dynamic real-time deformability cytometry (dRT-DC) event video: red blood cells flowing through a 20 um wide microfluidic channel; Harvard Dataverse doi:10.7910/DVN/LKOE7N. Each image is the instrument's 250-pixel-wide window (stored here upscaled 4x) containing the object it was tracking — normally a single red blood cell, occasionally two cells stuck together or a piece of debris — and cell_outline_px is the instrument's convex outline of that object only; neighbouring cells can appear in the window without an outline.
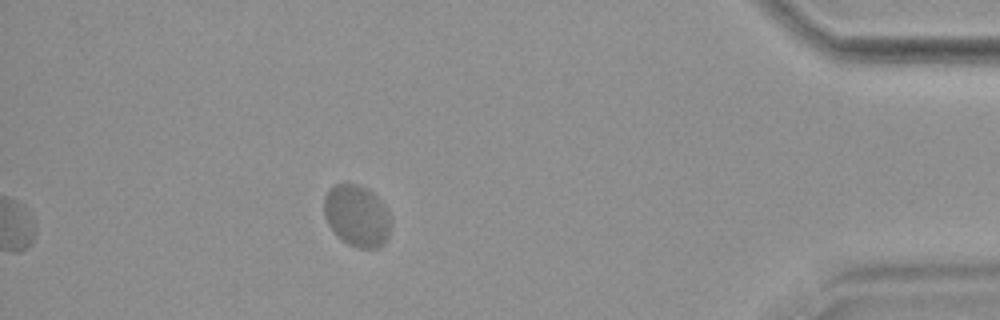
{"species": "common noctule bat (a hibernating species)", "species_latin": "Nyctalus noctula", "temperature_condition": "warm", "stored_images_in_passage": 46, "segment_of_instrument_passage": [2, 2], "camera_frame_rate_fps": 3000, "um_per_image_px": 0.085, "animal": {"sex": "female", "body_mass_g": 18.4}, "frame": {"image": 1, "passage_image": 46, "time_ms": 15.0, "image_size_px": [1000, 320], "cell_outline_px": [[392, 224], [388, 236], [384, 244], [376, 248], [356, 248], [348, 244], [328, 224], [324, 216], [324, 196], [328, 188], [332, 184], [360, 184], [368, 188], [384, 204], [392, 216]], "centroid_in_image_um": [30.36, 18.31], "position_along_channel_um": 404.8, "area_um2": 24.33}}